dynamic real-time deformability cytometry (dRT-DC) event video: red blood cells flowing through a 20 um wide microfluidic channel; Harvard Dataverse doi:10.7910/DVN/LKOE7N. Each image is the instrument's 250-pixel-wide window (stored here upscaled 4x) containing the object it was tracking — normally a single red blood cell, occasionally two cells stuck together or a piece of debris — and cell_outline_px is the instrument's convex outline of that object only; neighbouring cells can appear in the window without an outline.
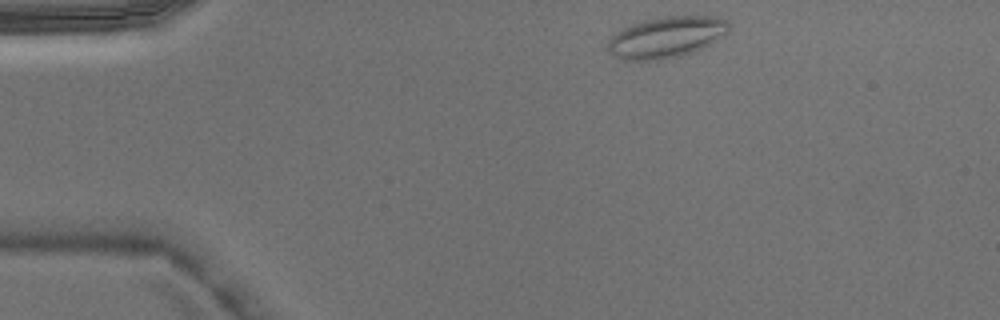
{"species": "Egyptian fruit bat (a non-hibernating species)", "species_latin": "Rousettus aegyptiacus", "temperature_condition": "warm", "stored_images_in_passage": 3, "camera_frame_rate_fps": 3000, "um_per_image_px": 0.085, "animal": {"sex": "male"}, "frame": {"image": 1, "passage_image": 1, "time_ms": 0.0, "image_size_px": [1000, 320], "cell_outline_px": [[732, 24], [728, 32], [708, 44], [700, 48], [676, 56], [660, 60], [620, 60], [608, 52], [608, 40], [616, 32], [632, 24], [644, 20], [664, 16], [716, 16], [728, 20]], "centroid_in_image_um": [56.62, 3.14], "position_along_channel_um": 28.4, "area_um2": 28.84}}
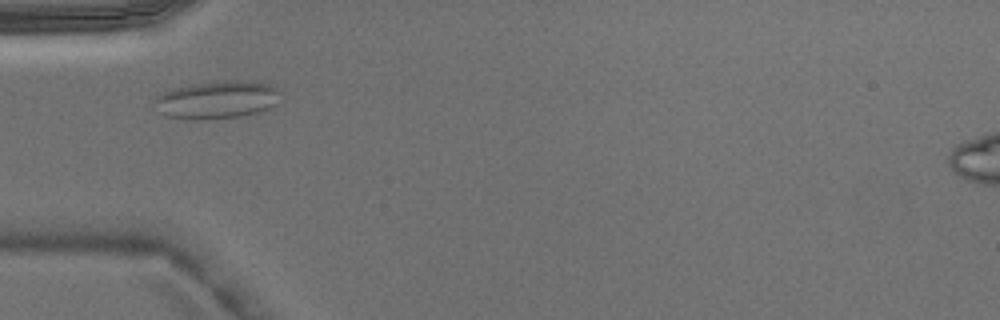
{"frame": {"image": 2, "passage_image": 3, "time_ms": 0.667, "image_size_px": [1000, 320], "cell_outline_px": [[280, 92], [276, 104], [268, 108], [256, 112], [240, 116], [208, 120], [188, 120], [168, 116], [160, 112], [152, 104], [152, 100], [156, 96], [164, 92], [176, 88], [196, 84], [224, 80], [256, 80], [272, 84]], "centroid_in_image_um": [18.44, 8.48], "position_along_channel_um": 66.6, "area_um2": 28.03}}